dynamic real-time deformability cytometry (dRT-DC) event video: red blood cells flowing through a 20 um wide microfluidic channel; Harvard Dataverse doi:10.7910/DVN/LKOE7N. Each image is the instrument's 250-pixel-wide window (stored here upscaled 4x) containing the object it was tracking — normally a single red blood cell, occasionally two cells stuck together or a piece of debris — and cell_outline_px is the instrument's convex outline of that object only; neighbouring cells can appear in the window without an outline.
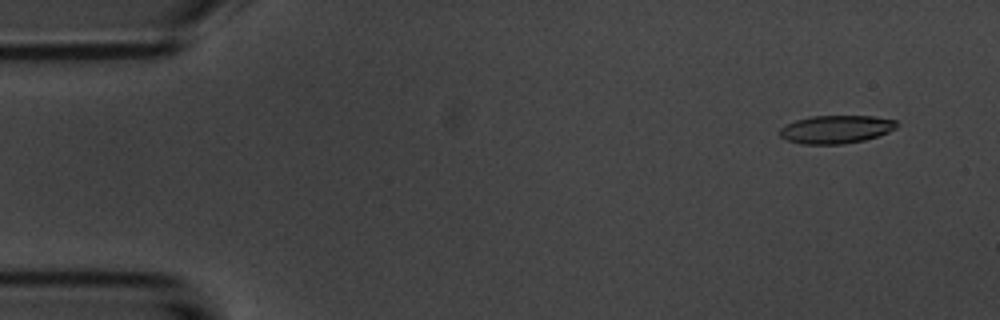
{"species": "common noctule bat (a hibernating species)", "species_latin": "Nyctalus noctula", "temperature_condition": "room temperature", "stored_images_in_passage": 6, "camera_frame_rate_fps": 3000, "um_per_image_px": 0.085, "animal": {"sex": "male", "body_mass_g": 20.1, "forearm_length_mm": 53.5}, "frame": {"image": 1, "passage_image": 1, "time_ms": 0.0, "image_size_px": [1000, 320], "cell_outline_px": [[900, 124], [896, 128], [888, 132], [864, 140], [844, 144], [800, 144], [788, 140], [780, 136], [780, 128], [784, 124], [796, 120], [812, 116], [872, 116], [896, 120]], "centroid_in_image_um": [71.06, 10.99], "position_along_channel_um": 13.9, "area_um2": 19.19}}
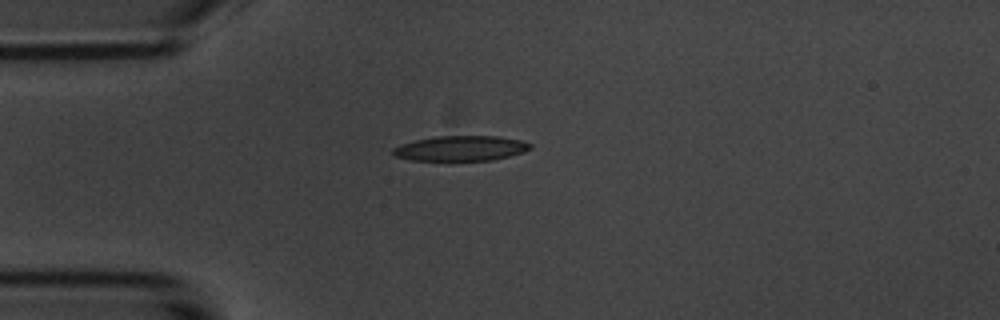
{"frame": {"image": 2, "passage_image": 4, "time_ms": 3.333, "image_size_px": [1000, 320], "cell_outline_px": [[532, 148], [524, 152], [492, 160], [412, 160], [396, 156], [392, 152], [392, 148], [416, 140], [436, 136], [496, 136], [524, 140], [532, 144]], "centroid_in_image_um": [39.23, 12.6], "position_along_channel_um": 45.8, "area_um2": 19.94}}